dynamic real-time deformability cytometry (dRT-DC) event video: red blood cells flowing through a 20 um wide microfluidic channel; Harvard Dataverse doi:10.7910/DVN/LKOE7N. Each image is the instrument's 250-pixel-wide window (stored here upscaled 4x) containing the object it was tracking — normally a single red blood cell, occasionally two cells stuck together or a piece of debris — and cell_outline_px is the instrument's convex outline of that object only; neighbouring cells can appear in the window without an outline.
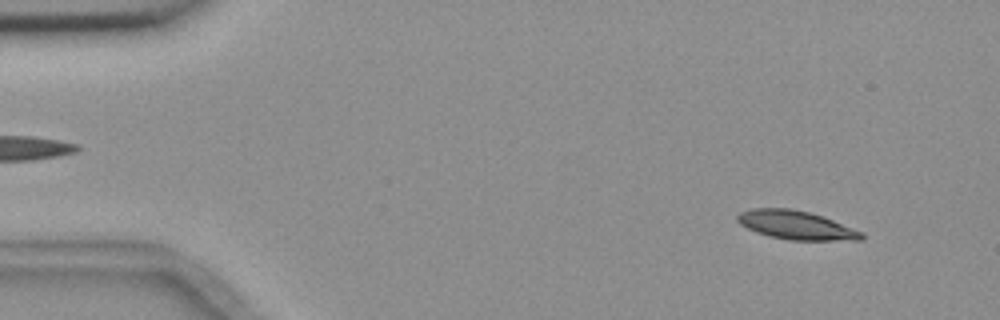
{"species": "common noctule bat (a hibernating species)", "species_latin": "Nyctalus noctula", "temperature_condition": "room temperature", "stored_images_in_passage": 4, "camera_frame_rate_fps": 3000, "um_per_image_px": 0.085, "animal": {"sex": "female", "body_mass_g": 18.4}, "frame": {"image": 1, "passage_image": 1, "time_ms": 0.0, "image_size_px": [1000, 320], "cell_outline_px": [[864, 240], [788, 240], [768, 236], [756, 232], [740, 224], [736, 220], [736, 216], [740, 212], [752, 208], [788, 208], [808, 212], [824, 216], [864, 232]], "centroid_in_image_um": [67.69, 19.14], "position_along_channel_um": 17.3, "area_um2": 20.92}}
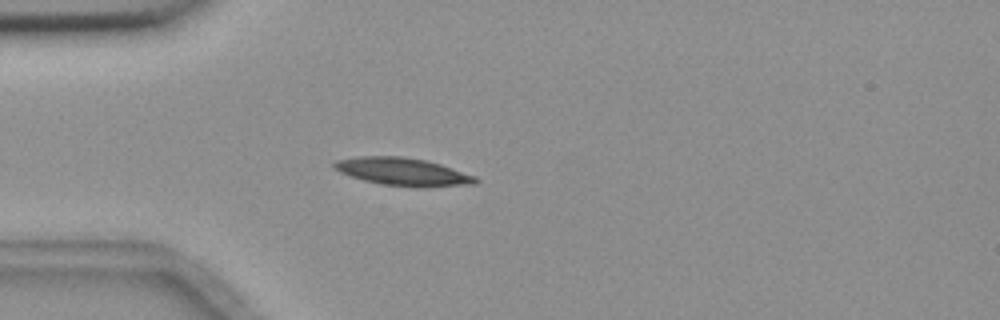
{"frame": {"image": 2, "passage_image": 4, "time_ms": 3.333, "image_size_px": [1000, 320], "cell_outline_px": [[480, 180], [476, 184], [428, 188], [416, 188], [380, 184], [364, 180], [340, 172], [332, 168], [332, 164], [336, 160], [360, 156], [400, 156], [424, 160], [440, 164], [476, 176]], "centroid_in_image_um": [34.28, 14.62], "position_along_channel_um": 50.7, "area_um2": 23.18}}